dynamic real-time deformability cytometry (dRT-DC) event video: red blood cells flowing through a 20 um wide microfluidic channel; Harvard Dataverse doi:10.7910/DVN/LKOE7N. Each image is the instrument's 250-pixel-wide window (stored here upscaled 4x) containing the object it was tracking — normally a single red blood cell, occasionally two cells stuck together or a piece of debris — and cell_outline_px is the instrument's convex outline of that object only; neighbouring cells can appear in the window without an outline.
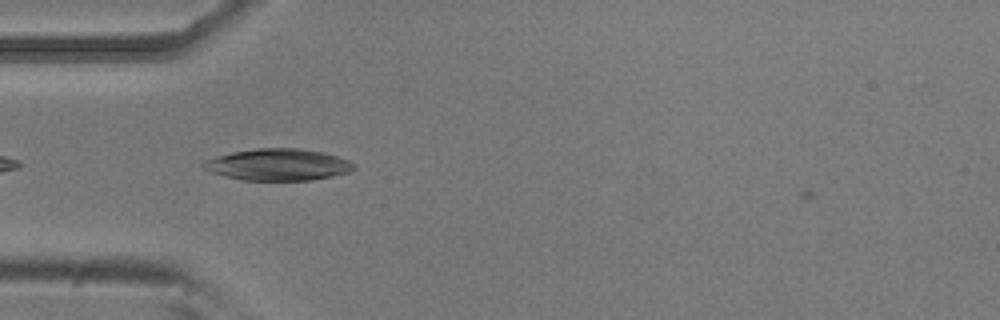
{"species": "common noctule bat (a hibernating species)", "species_latin": "Nyctalus noctula", "temperature_condition": "room temperature", "stored_images_in_passage": 7, "camera_frame_rate_fps": 3000, "um_per_image_px": 0.085, "animal": {"sex": "male", "body_mass_g": 20.5, "forearm_length_mm": 52.5}, "frame": {"image": 1, "passage_image": 3, "time_ms": 0.667, "image_size_px": [1000, 320], "cell_outline_px": [[356, 168], [348, 172], [332, 176], [312, 180], [244, 180], [212, 172], [204, 168], [200, 164], [216, 156], [232, 152], [256, 148], [300, 148], [324, 152], [348, 160]], "centroid_in_image_um": [23.65, 13.98], "position_along_channel_um": 61.3, "area_um2": 27.51}}